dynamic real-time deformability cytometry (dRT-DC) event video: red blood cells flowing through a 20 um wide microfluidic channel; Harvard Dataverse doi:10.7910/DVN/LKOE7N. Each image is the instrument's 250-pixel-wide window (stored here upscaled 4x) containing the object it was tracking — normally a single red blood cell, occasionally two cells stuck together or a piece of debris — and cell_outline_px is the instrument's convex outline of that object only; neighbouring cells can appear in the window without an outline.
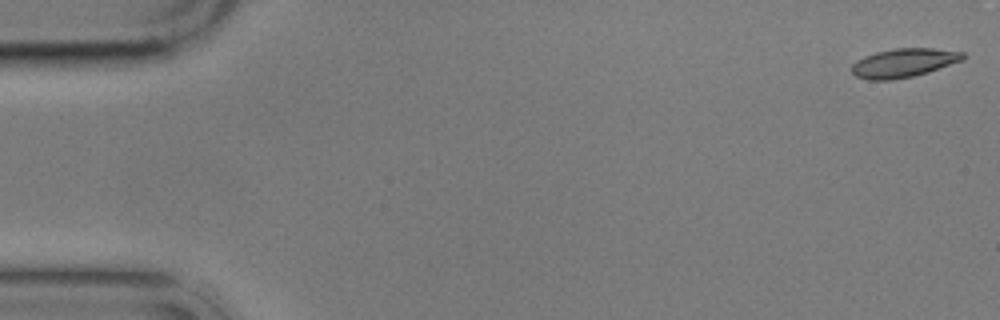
{"species": "common noctule bat (a hibernating species)", "species_latin": "Nyctalus noctula", "temperature_condition": "cold", "stored_images_in_passage": 10, "camera_frame_rate_fps": 3000, "um_per_image_px": 0.085, "animal": {"sex": "male", "body_mass_g": 17.9}, "frame": {"image": 1, "passage_image": 1, "time_ms": 0.0, "image_size_px": [1000, 320], "cell_outline_px": [[964, 60], [928, 72], [912, 76], [892, 80], [868, 80], [856, 76], [852, 72], [852, 64], [856, 60], [864, 56], [876, 52], [896, 48], [932, 48], [964, 52]], "centroid_in_image_um": [76.81, 5.34], "position_along_channel_um": 8.2, "area_um2": 18.67}}
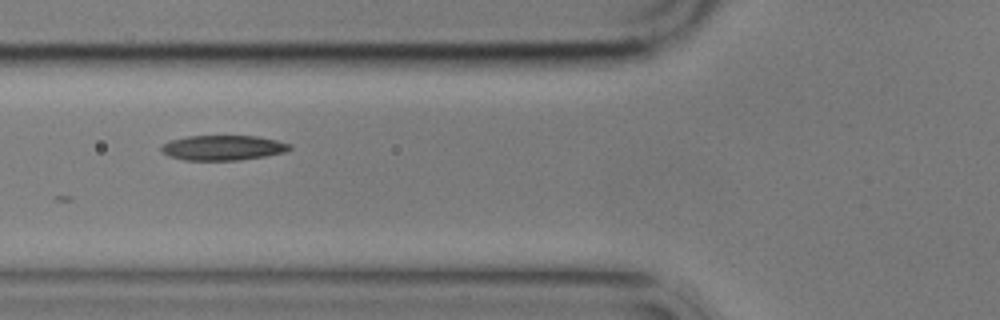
{"frame": {"image": 2, "passage_image": 6, "time_ms": 6.667, "image_size_px": [1000, 320], "cell_outline_px": [[292, 148], [284, 152], [268, 156], [240, 160], [184, 160], [168, 156], [160, 148], [164, 144], [172, 140], [188, 136], [256, 136], [276, 140], [292, 144]], "centroid_in_image_um": [19.0, 12.56], "position_along_channel_um": 106.8, "area_um2": 18.67}}
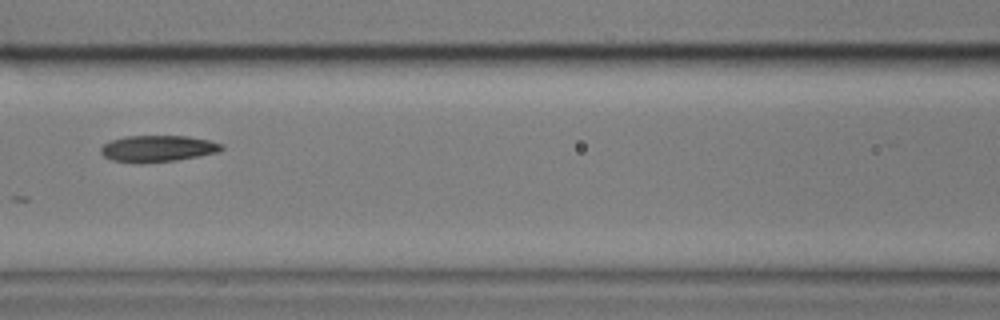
{"frame": {"image": 3, "passage_image": 7, "time_ms": 8.0, "image_size_px": [1000, 320], "cell_outline_px": [[224, 148], [220, 152], [200, 156], [176, 160], [112, 160], [104, 156], [100, 152], [100, 148], [104, 144], [112, 140], [124, 136], [188, 136], [208, 140], [224, 144]], "centroid_in_image_um": [13.49, 12.58], "position_along_channel_um": 153.1, "area_um2": 17.92}}